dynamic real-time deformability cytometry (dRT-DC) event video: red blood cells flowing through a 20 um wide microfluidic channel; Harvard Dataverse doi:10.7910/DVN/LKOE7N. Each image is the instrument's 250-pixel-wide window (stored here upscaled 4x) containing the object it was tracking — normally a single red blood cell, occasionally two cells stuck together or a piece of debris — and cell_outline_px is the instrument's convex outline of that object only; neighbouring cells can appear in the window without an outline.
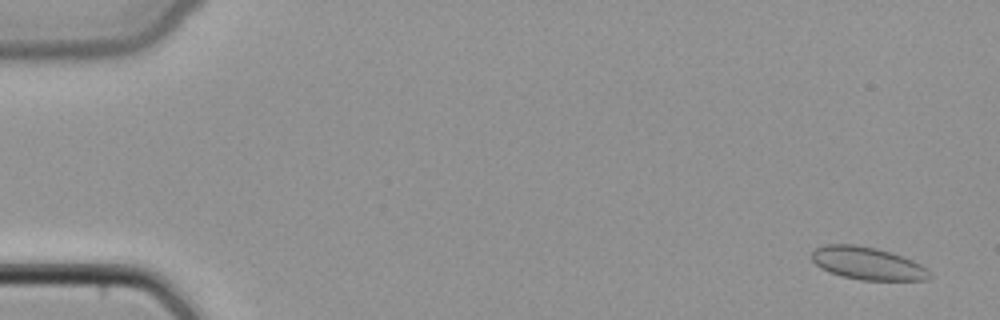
{"species": "common noctule bat (a hibernating species)", "species_latin": "Nyctalus noctula", "temperature_condition": "cold", "stored_images_in_passage": 49, "camera_frame_rate_fps": 3000, "um_per_image_px": 0.085, "animal": {"sex": "female", "body_mass_g": 22.7, "forearm_length_mm": 54.2}, "frame": {"image": 1, "passage_image": 3, "time_ms": 0.667, "image_size_px": [1000, 320], "cell_outline_px": [[932, 276], [928, 280], [860, 280], [840, 276], [828, 272], [820, 268], [812, 260], [812, 252], [816, 248], [824, 244], [852, 244], [876, 248], [892, 252], [912, 260], [920, 264], [932, 272]], "centroid_in_image_um": [73.74, 22.39], "position_along_channel_um": 11.3, "area_um2": 22.66}}
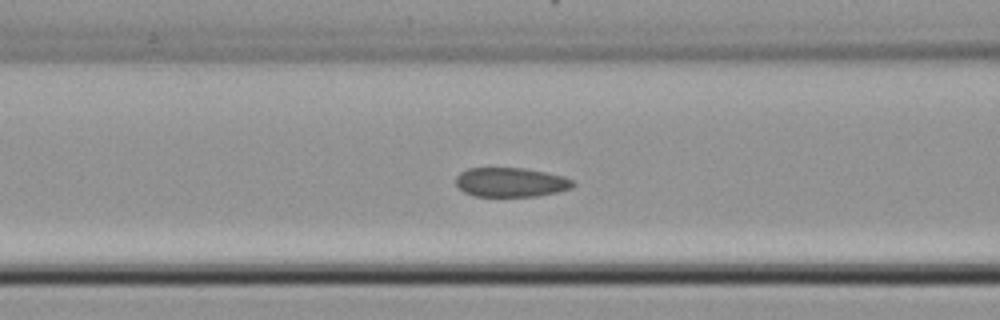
{"frame": {"image": 2, "passage_image": 21, "time_ms": 6.667, "image_size_px": [1000, 320], "cell_outline_px": [[576, 184], [572, 188], [556, 192], [536, 196], [472, 196], [464, 192], [456, 184], [456, 176], [460, 172], [468, 168], [524, 168], [564, 176], [576, 180]], "centroid_in_image_um": [43.44, 15.49], "position_along_channel_um": 123.2, "area_um2": 20.11}}
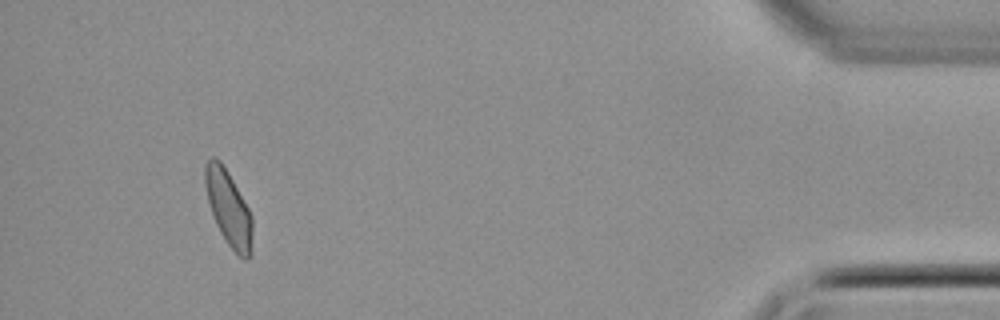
{"frame": {"image": 3, "passage_image": 46, "time_ms": 15.0, "image_size_px": [1000, 320], "cell_outline_px": [[252, 256], [248, 260], [244, 260], [228, 244], [220, 232], [216, 224], [208, 200], [204, 184], [204, 164], [212, 156], [216, 156], [220, 160], [228, 172], [248, 208], [252, 216]], "centroid_in_image_um": [19.43, 17.69], "position_along_channel_um": 415.8, "area_um2": 20.75}}